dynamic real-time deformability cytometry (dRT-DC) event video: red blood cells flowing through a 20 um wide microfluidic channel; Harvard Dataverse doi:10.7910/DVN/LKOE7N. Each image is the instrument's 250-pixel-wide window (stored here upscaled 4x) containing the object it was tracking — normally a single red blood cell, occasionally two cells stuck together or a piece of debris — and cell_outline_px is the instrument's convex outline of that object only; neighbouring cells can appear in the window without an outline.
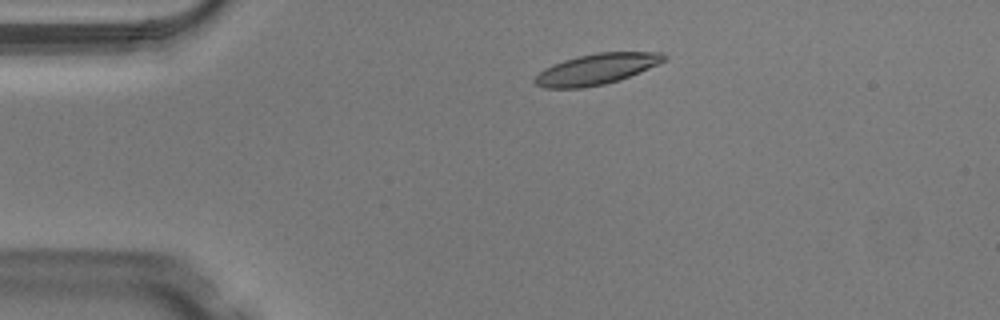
{"species": "Egyptian fruit bat (a non-hibernating species)", "species_latin": "Rousettus aegyptiacus", "temperature_condition": "warm", "stored_images_in_passage": 40, "camera_frame_rate_fps": 3000, "um_per_image_px": 0.085, "animal": {"sex": "male"}, "frame": {"image": 1, "passage_image": 1, "time_ms": 0.0, "image_size_px": [1000, 320], "cell_outline_px": [[668, 56], [664, 60], [640, 72], [620, 80], [604, 84], [584, 88], [544, 88], [536, 84], [532, 80], [544, 68], [552, 64], [564, 60], [596, 52], [664, 52]], "centroid_in_image_um": [50.69, 5.88], "position_along_channel_um": 34.3, "area_um2": 23.12}}
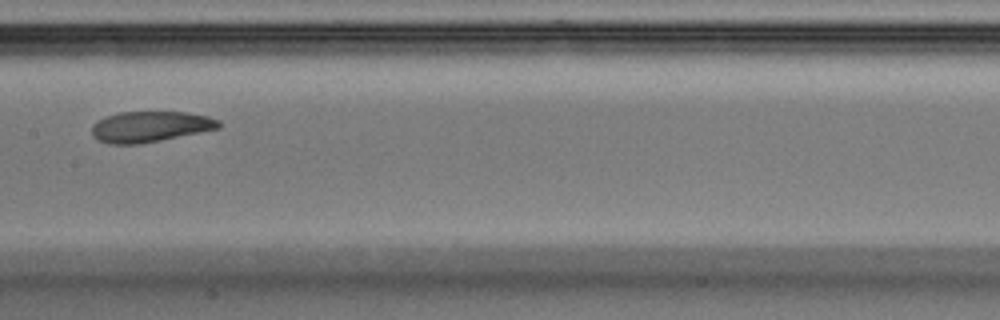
{"frame": {"image": 2, "passage_image": 16, "time_ms": 5.0, "image_size_px": [1000, 320], "cell_outline_px": [[220, 128], [140, 144], [108, 144], [92, 136], [92, 124], [108, 116], [120, 112], [184, 112], [208, 116], [220, 120]], "centroid_in_image_um": [12.77, 10.77], "position_along_channel_um": 194.6, "area_um2": 22.54}}
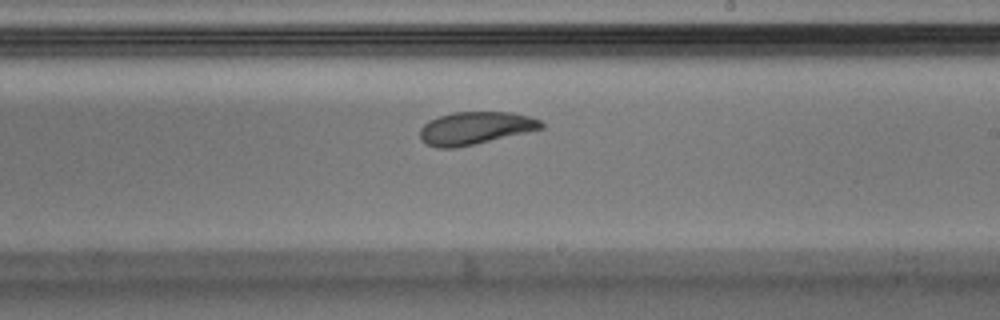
{"frame": {"image": 3, "passage_image": 20, "time_ms": 6.333, "image_size_px": [1000, 320], "cell_outline_px": [[544, 128], [456, 148], [436, 148], [420, 140], [420, 128], [428, 120], [452, 112], [512, 112], [528, 116], [540, 120], [544, 124]], "centroid_in_image_um": [40.37, 10.88], "position_along_channel_um": 248.6, "area_um2": 23.0}, "authors_computed_cell_mechanics": {"area_um2": 23.6113, "velocity_mm_per_s": 4.0627, "shape_relaxation_time_tau1_ms": 5.7437, "shape_relaxation_time_tau2_ms": 2.3626, "deformation_change_tau1": 0.1706, "deformation_change_tau2": 0.0839}}